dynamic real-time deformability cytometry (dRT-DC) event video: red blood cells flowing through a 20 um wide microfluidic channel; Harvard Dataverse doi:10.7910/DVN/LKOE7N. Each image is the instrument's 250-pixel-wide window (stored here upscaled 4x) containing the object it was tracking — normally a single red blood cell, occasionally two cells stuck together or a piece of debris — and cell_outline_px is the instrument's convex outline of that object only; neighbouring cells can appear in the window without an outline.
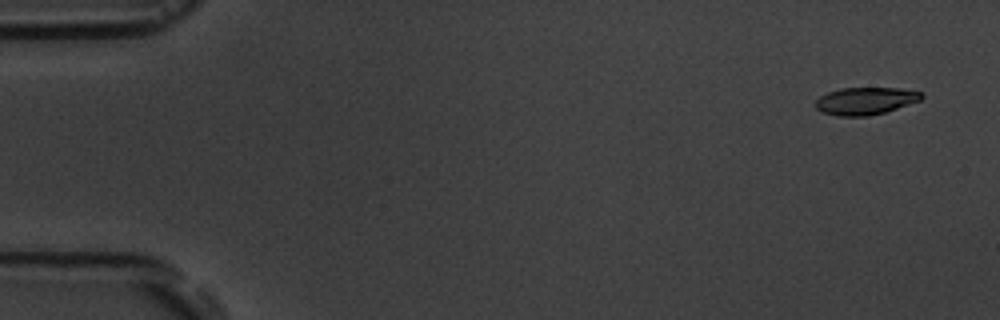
{"species": "common noctule bat (a hibernating species)", "species_latin": "Nyctalus noctula", "temperature_condition": "room temperature", "stored_images_in_passage": 5, "camera_frame_rate_fps": 3000, "um_per_image_px": 0.085, "animal": {"sex": "male", "body_mass_g": 19.5, "forearm_length_mm": 54.6}, "frame": {"image": 1, "passage_image": 1, "time_ms": 0.0, "image_size_px": [1000, 320], "cell_outline_px": [[924, 96], [920, 100], [884, 112], [868, 116], [836, 116], [824, 112], [816, 108], [816, 100], [820, 96], [828, 92], [840, 88], [900, 88], [924, 92]], "centroid_in_image_um": [73.57, 8.57], "position_along_channel_um": 11.4, "area_um2": 16.82}}
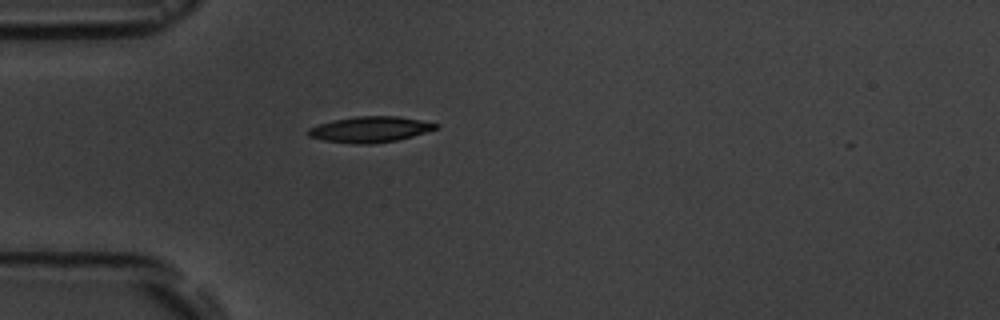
{"frame": {"image": 2, "passage_image": 4, "time_ms": 4.333, "image_size_px": [1000, 320], "cell_outline_px": [[440, 128], [412, 136], [396, 140], [372, 144], [356, 144], [324, 140], [308, 136], [308, 128], [320, 124], [336, 120], [356, 116], [396, 116], [420, 120], [440, 124]], "centroid_in_image_um": [31.49, 11.0], "position_along_channel_um": 53.5, "area_um2": 19.02}}